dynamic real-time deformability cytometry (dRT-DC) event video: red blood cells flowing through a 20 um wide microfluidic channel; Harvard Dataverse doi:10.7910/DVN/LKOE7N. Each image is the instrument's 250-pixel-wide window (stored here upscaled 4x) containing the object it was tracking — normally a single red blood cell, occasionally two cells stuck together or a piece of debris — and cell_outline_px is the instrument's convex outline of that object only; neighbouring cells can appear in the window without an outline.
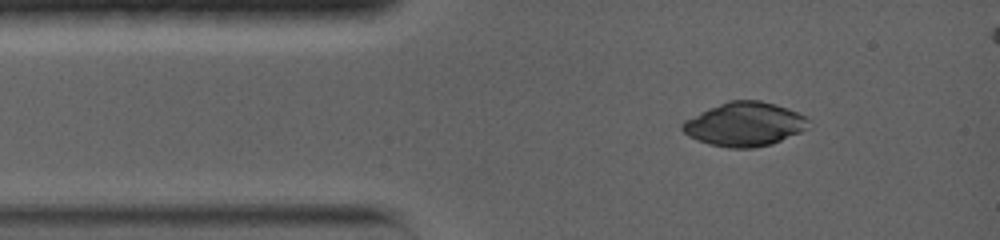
{"species": "common noctule bat (a hibernating species)", "species_latin": "Nyctalus noctula", "temperature_condition": "warm", "stored_images_in_passage": 4, "camera_frame_rate_fps": 5000, "um_per_image_px": 0.085, "animal": {"sex": "female", "body_mass_g": 19.0, "forearm_length_mm": 56.7}, "frame": {"image": 1, "passage_image": 1, "time_ms": 0.0, "image_size_px": [1000, 240], "cell_outline_px": [[808, 120], [804, 128], [800, 132], [772, 144], [752, 148], [728, 148], [708, 144], [696, 140], [688, 136], [680, 128], [680, 124], [684, 120], [708, 108], [728, 100], [760, 100], [776, 104], [788, 108], [804, 116]], "centroid_in_image_um": [63.22, 10.56], "position_along_channel_um": 21.8, "area_um2": 32.25}}